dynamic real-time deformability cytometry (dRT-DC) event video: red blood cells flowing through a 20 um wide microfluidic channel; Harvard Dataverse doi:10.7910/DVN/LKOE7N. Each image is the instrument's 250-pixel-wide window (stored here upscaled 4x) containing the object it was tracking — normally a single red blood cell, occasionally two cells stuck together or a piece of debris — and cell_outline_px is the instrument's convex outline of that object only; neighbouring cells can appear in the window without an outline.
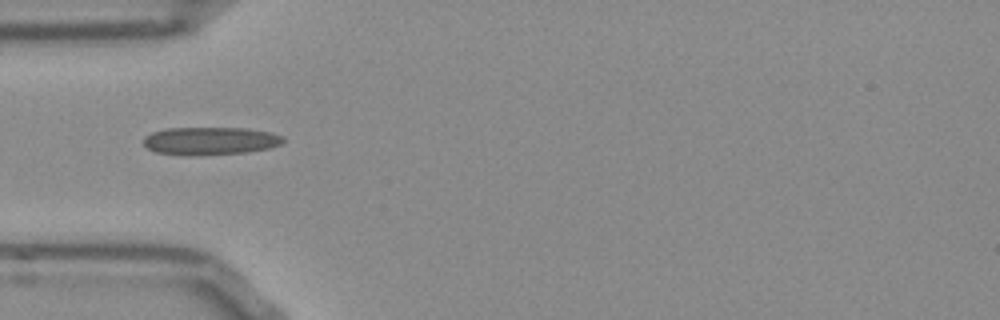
{"species": "Egyptian fruit bat (a non-hibernating species)", "species_latin": "Rousettus aegyptiacus", "temperature_condition": "room temperature", "stored_images_in_passage": 34, "camera_frame_rate_fps": 3000, "um_per_image_px": 0.085, "frame": {"image": 1, "passage_image": 1, "time_ms": 0.0, "image_size_px": [1000, 320], "cell_outline_px": [[284, 140], [280, 144], [272, 148], [248, 152], [156, 152], [148, 148], [144, 144], [144, 136], [152, 132], [164, 128], [248, 128], [272, 132], [280, 136]], "centroid_in_image_um": [17.93, 11.91], "position_along_channel_um": 67.1, "area_um2": 21.5}}
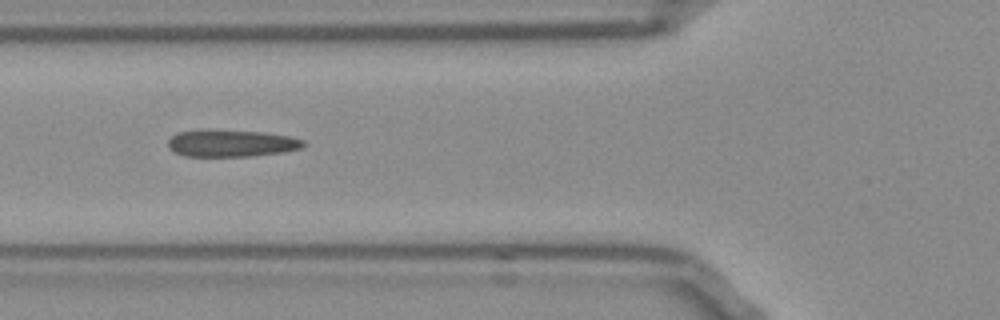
{"frame": {"image": 2, "passage_image": 4, "time_ms": 1.0, "image_size_px": [1000, 320], "cell_outline_px": [[308, 144], [300, 148], [284, 152], [252, 156], [184, 156], [172, 152], [168, 148], [168, 140], [176, 132], [204, 128], [208, 128], [264, 132], [288, 136], [304, 140]], "centroid_in_image_um": [19.61, 12.15], "position_along_channel_um": 106.2, "area_um2": 21.96}}
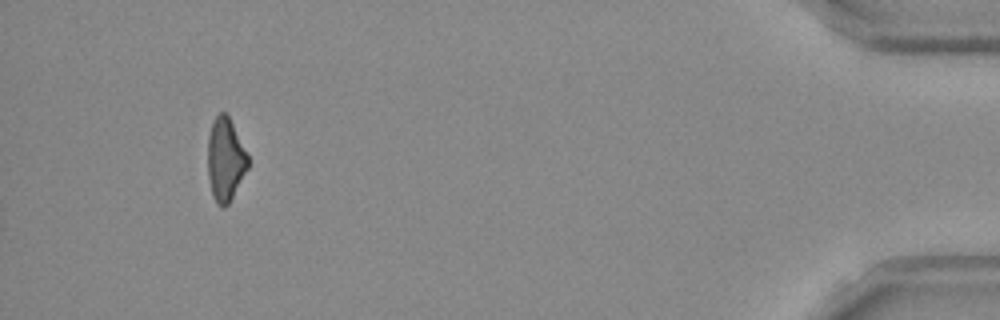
{"frame": {"image": 3, "passage_image": 34, "time_ms": 11.0, "image_size_px": [1000, 320], "cell_outline_px": [[248, 168], [228, 204], [224, 208], [216, 204], [212, 196], [208, 176], [208, 136], [212, 124], [216, 116], [220, 112], [224, 112], [228, 116], [248, 156]], "centroid_in_image_um": [19.14, 13.6], "position_along_channel_um": 416.1, "area_um2": 19.19}, "authors_computed_cell_mechanics": {"area_um2": 20.7791, "velocity_mm_per_s": 3.8398, "shape_relaxation_time_tau1_ms": null, "shape_relaxation_time_tau2_ms": 2.5145, "deformation_change_tau1": null, "deformation_change_tau2": 0.0945}}